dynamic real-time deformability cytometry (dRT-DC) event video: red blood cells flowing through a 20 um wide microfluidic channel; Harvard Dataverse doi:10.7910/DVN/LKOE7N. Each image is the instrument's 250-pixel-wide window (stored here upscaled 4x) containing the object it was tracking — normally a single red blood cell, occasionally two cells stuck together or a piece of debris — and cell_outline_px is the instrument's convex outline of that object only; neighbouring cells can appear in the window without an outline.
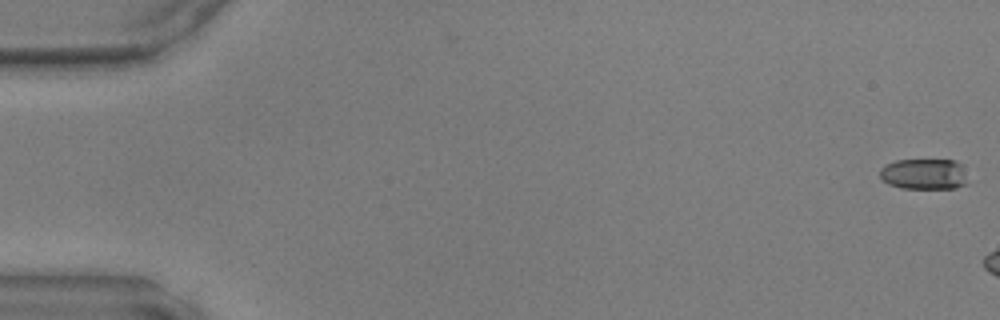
{"species": "common noctule bat (a hibernating species)", "species_latin": "Nyctalus noctula", "temperature_condition": "warm", "stored_images_in_passage": 6, "camera_frame_rate_fps": 3000, "um_per_image_px": 0.085, "animal": {"sex": "male", "body_mass_g": 17.9, "forearm_length_mm": 54.2}, "frame": {"image": 1, "passage_image": 1, "time_ms": 0.0, "image_size_px": [1000, 320], "cell_outline_px": [[968, 184], [956, 188], [900, 188], [888, 184], [880, 180], [880, 168], [884, 164], [896, 160], [956, 160], [960, 164]], "centroid_in_image_um": [78.49, 14.8], "position_along_channel_um": 6.5, "area_um2": 15.9}}